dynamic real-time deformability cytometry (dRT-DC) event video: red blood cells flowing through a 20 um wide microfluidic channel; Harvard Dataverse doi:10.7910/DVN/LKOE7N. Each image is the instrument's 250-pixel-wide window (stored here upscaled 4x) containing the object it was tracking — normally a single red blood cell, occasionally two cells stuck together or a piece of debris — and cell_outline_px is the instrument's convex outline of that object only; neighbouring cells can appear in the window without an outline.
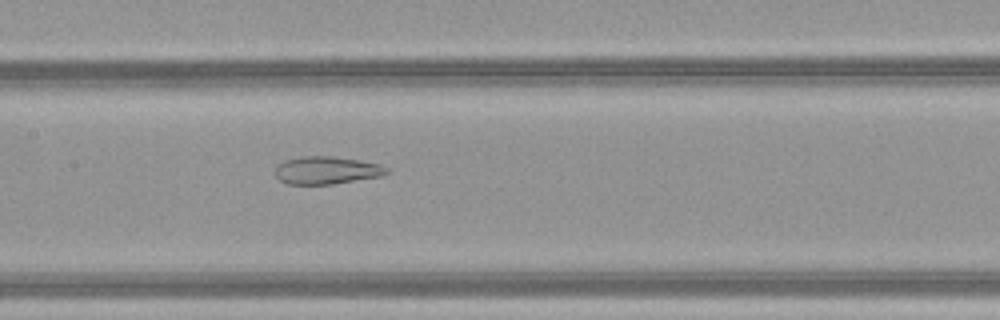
{"species": "common noctule bat (a hibernating species)", "species_latin": "Nyctalus noctula", "temperature_condition": "warm", "stored_images_in_passage": 50, "camera_frame_rate_fps": 3000, "um_per_image_px": 0.085, "animal": {"sex": "female", "body_mass_g": 21.9}, "frame": {"image": 1, "passage_image": 26, "time_ms": 8.333, "image_size_px": [1000, 320], "cell_outline_px": [[388, 172], [384, 176], [332, 184], [284, 184], [272, 172], [276, 164], [284, 160], [300, 156], [332, 156], [360, 160], [380, 164], [388, 168]], "centroid_in_image_um": [27.72, 14.47], "position_along_channel_um": 179.7, "area_um2": 18.38}}
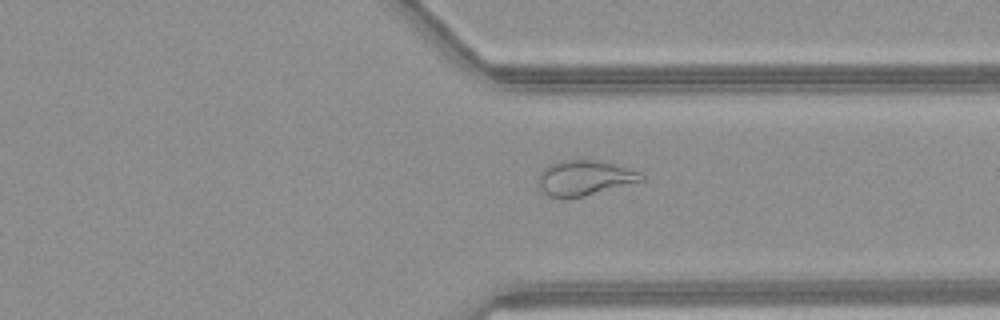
{"frame": {"image": 2, "passage_image": 39, "time_ms": 12.667, "image_size_px": [1000, 320], "cell_outline_px": [[644, 180], [584, 196], [564, 200], [548, 196], [536, 184], [536, 176], [548, 164], [560, 160], [584, 156], [600, 160], [640, 172], [644, 176]], "centroid_in_image_um": [49.59, 15.09], "position_along_channel_um": 361.8, "area_um2": 22.02}}
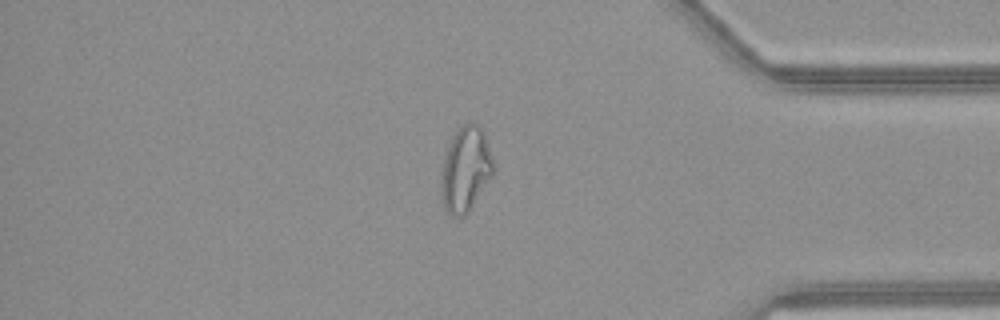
{"frame": {"image": 3, "passage_image": 43, "time_ms": 14.0, "image_size_px": [1000, 320], "cell_outline_px": [[496, 168], [468, 212], [464, 216], [452, 216], [444, 208], [440, 184], [440, 176], [444, 156], [448, 144], [452, 136], [464, 124], [472, 120], [480, 124], [484, 132]], "centroid_in_image_um": [39.57, 14.34], "position_along_channel_um": 395.6, "area_um2": 26.01}, "authors_computed_cell_mechanics": {"area_um2": 26.9059, "velocity_mm_per_s": 4.212, "shape_relaxation_time_tau1_ms": null, "shape_relaxation_time_tau2_ms": 1.4161, "deformation_change_tau1": null, "deformation_change_tau2": 0.1024}}